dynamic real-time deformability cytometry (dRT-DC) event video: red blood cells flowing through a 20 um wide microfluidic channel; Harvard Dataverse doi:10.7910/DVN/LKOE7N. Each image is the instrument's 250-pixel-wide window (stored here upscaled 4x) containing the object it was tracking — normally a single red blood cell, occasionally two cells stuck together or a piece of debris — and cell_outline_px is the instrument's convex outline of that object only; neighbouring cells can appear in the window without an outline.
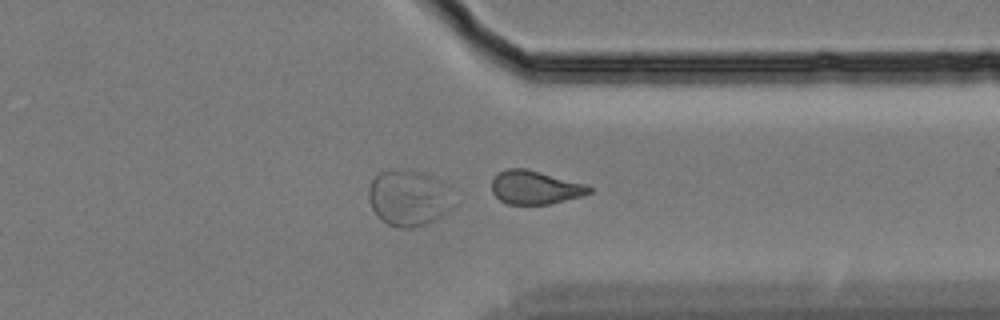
{"species": "Egyptian fruit bat (a non-hibernating species)", "species_latin": "Rousettus aegyptiacus", "temperature_condition": "cold", "stored_images_in_passage": 45, "camera_frame_rate_fps": 3000, "um_per_image_px": 0.085, "animal": {"sex": "female"}, "frame": {"image": 1, "passage_image": 45, "time_ms": 14.667, "image_size_px": [1000, 320], "cell_outline_px": [[592, 192], [580, 196], [548, 204], [508, 204], [500, 200], [492, 192], [492, 180], [500, 172], [508, 168], [524, 168], [584, 184], [592, 188]], "centroid_in_image_um": [45.45, 15.94], "position_along_channel_um": 366.0, "area_um2": 18.55}}